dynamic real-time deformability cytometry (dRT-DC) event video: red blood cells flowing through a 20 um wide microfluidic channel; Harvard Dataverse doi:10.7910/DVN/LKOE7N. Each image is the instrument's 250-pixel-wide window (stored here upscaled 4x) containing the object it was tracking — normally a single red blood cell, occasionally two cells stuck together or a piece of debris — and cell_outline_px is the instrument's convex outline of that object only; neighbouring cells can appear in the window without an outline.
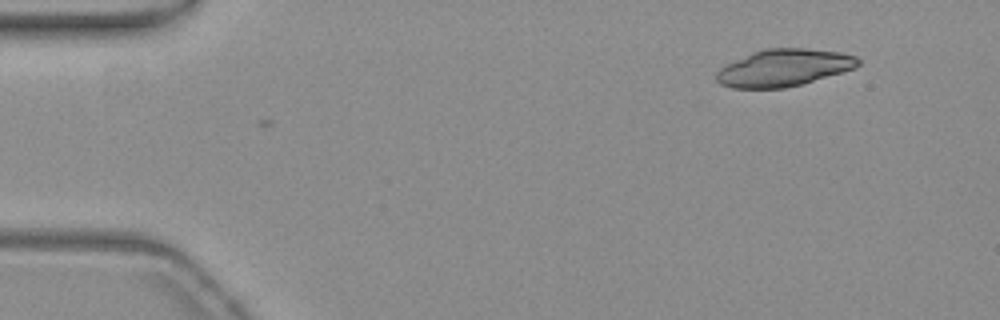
{"species": "common noctule bat (a hibernating species)", "species_latin": "Nyctalus noctula", "temperature_condition": "warm", "stored_images_in_passage": 2, "camera_frame_rate_fps": 3000, "um_per_image_px": 0.085, "animal": {"sex": "female", "body_mass_g": 19.3, "forearm_length_mm": 54.1}, "frame": {"image": 1, "passage_image": 1, "time_ms": 0.0, "image_size_px": [1000, 320], "cell_outline_px": [[860, 64], [856, 68], [800, 84], [784, 88], [732, 88], [720, 84], [716, 80], [716, 72], [720, 68], [752, 52], [764, 48], [808, 48], [840, 52], [856, 56], [860, 60]], "centroid_in_image_um": [66.63, 5.75], "position_along_channel_um": 18.4, "area_um2": 30.52}}